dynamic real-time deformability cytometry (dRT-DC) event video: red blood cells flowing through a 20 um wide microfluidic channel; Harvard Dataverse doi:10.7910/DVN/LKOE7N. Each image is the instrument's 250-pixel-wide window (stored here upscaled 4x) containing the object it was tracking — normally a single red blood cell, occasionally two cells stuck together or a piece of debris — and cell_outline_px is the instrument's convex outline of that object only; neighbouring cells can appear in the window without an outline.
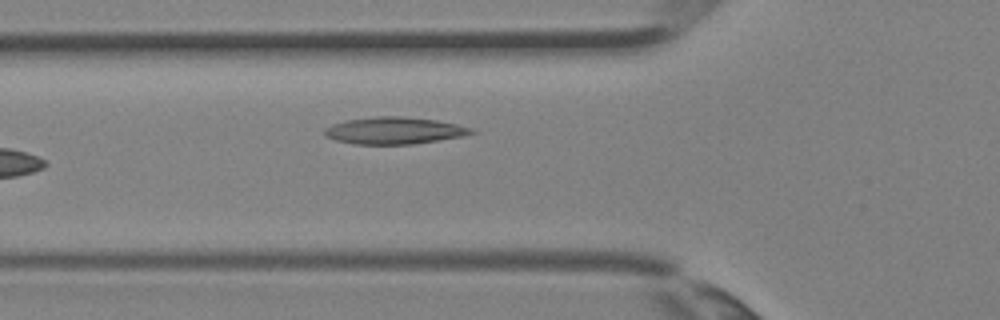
{"species": "Egyptian fruit bat (a non-hibernating species)", "species_latin": "Rousettus aegyptiacus", "temperature_condition": "room temperature", "stored_images_in_passage": 5, "camera_frame_rate_fps": 3000, "um_per_image_px": 0.085, "animal": {"sex": "female"}, "frame": {"image": 1, "passage_image": 5, "time_ms": 1.333, "image_size_px": [1000, 320], "cell_outline_px": [[476, 132], [460, 136], [412, 144], [352, 144], [336, 140], [324, 136], [324, 128], [332, 124], [344, 120], [376, 116], [400, 116], [436, 120], [456, 124], [472, 128]], "centroid_in_image_um": [33.44, 11.09], "position_along_channel_um": 92.4, "area_um2": 22.95}}